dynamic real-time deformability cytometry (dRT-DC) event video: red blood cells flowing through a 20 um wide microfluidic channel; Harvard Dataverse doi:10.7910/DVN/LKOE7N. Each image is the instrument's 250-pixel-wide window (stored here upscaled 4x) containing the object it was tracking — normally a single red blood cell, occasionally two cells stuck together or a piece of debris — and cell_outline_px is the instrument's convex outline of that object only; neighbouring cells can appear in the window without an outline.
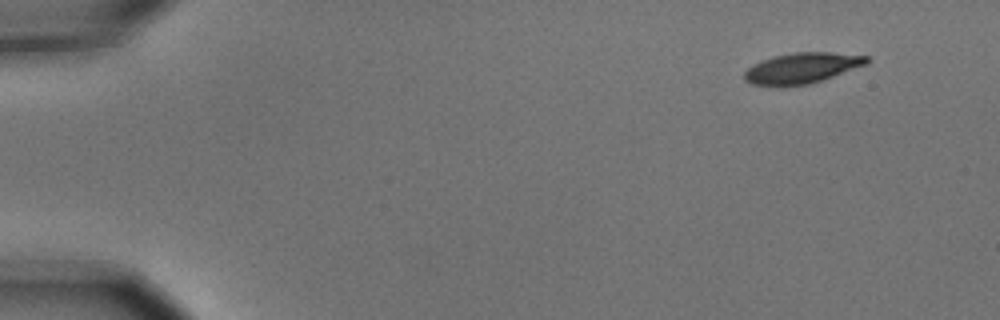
{"species": "common noctule bat (a hibernating species)", "species_latin": "Nyctalus noctula", "temperature_condition": "cold", "stored_images_in_passage": 4, "camera_frame_rate_fps": 3000, "um_per_image_px": 0.085, "animal": {"sex": "male", "body_mass_g": 15.6}, "frame": {"image": 1, "passage_image": 1, "time_ms": 0.0, "image_size_px": [1000, 320], "cell_outline_px": [[868, 64], [808, 84], [752, 84], [744, 80], [744, 72], [748, 68], [760, 60], [772, 56], [796, 52], [832, 52], [868, 56]], "centroid_in_image_um": [68.17, 5.74], "position_along_channel_um": 16.8, "area_um2": 21.27}}
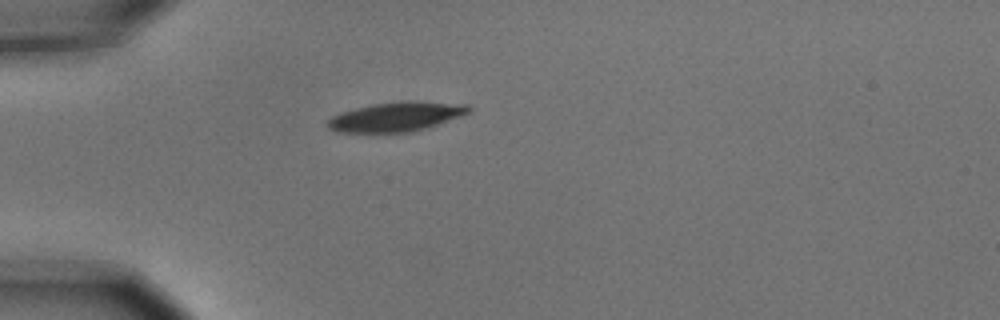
{"frame": {"image": 2, "passage_image": 4, "time_ms": 1.0, "image_size_px": [1000, 320], "cell_outline_px": [[472, 112], [428, 128], [408, 132], [336, 132], [328, 128], [328, 120], [332, 116], [340, 112], [372, 104], [400, 100], [416, 100], [468, 104], [472, 108]], "centroid_in_image_um": [33.74, 9.9], "position_along_channel_um": 51.3, "area_um2": 24.57}}